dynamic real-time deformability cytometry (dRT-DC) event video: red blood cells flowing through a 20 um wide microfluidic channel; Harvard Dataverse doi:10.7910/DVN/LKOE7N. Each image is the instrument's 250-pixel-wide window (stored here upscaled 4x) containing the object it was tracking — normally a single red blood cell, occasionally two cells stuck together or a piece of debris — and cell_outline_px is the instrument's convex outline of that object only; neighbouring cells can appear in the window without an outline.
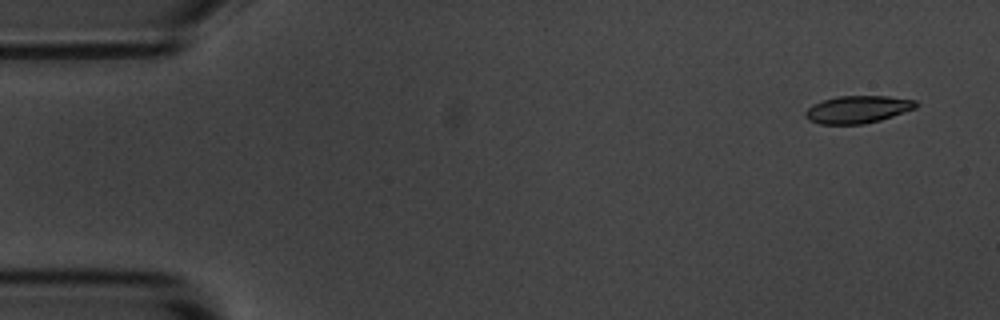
{"species": "common noctule bat (a hibernating species)", "species_latin": "Nyctalus noctula", "temperature_condition": "room temperature", "stored_images_in_passage": 8, "camera_frame_rate_fps": 3000, "um_per_image_px": 0.085, "animal": {"sex": "male", "body_mass_g": 20.1, "forearm_length_mm": 53.5}, "frame": {"image": 1, "passage_image": 1, "time_ms": 0.0, "image_size_px": [1000, 320], "cell_outline_px": [[920, 104], [916, 108], [880, 120], [860, 124], [820, 124], [808, 120], [804, 116], [804, 112], [812, 104], [820, 100], [836, 96], [888, 96], [916, 100]], "centroid_in_image_um": [72.88, 9.29], "position_along_channel_um": 12.1, "area_um2": 17.86}}
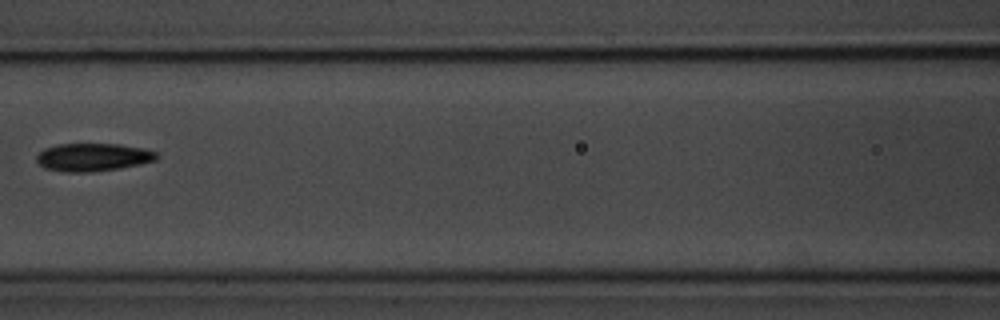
{"frame": {"image": 2, "passage_image": 7, "time_ms": 7.0, "image_size_px": [1000, 320], "cell_outline_px": [[160, 156], [156, 160], [140, 164], [120, 168], [92, 172], [64, 172], [44, 168], [36, 160], [36, 156], [44, 148], [60, 144], [120, 144], [144, 148], [156, 152]], "centroid_in_image_um": [7.92, 13.36], "position_along_channel_um": 158.7, "area_um2": 19.65}}
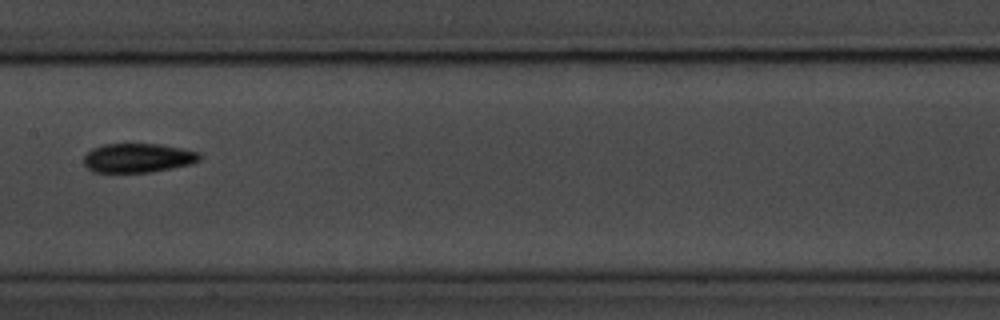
{"frame": {"image": 3, "passage_image": 8, "time_ms": 8.0, "image_size_px": [1000, 320], "cell_outline_px": [[200, 160], [192, 164], [152, 172], [92, 172], [84, 164], [84, 156], [92, 148], [104, 144], [160, 144], [200, 152]], "centroid_in_image_um": [11.73, 13.43], "position_along_channel_um": 195.7, "area_um2": 19.71}}